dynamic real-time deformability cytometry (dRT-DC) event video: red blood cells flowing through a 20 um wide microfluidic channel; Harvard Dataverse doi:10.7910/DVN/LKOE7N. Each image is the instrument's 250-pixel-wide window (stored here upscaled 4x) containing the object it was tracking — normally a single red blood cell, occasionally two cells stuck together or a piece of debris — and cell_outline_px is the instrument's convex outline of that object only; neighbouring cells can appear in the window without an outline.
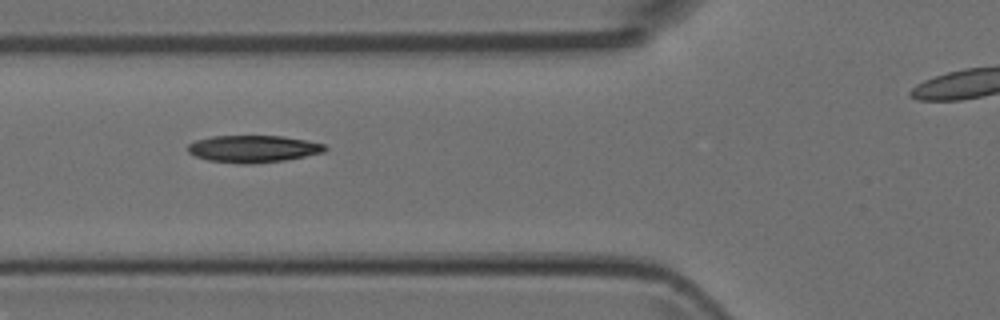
{"species": "Egyptian fruit bat (a non-hibernating species)", "species_latin": "Rousettus aegyptiacus", "temperature_condition": "room temperature", "stored_images_in_passage": 5, "camera_frame_rate_fps": 3000, "um_per_image_px": 0.085, "animal": {"sex": "female"}, "frame": {"image": 1, "passage_image": 4, "time_ms": 4.667, "image_size_px": [1000, 320], "cell_outline_px": [[328, 148], [324, 152], [284, 160], [252, 164], [240, 164], [208, 160], [196, 156], [188, 152], [188, 144], [196, 140], [212, 136], [284, 136], [324, 144]], "centroid_in_image_um": [21.51, 12.65], "position_along_channel_um": 104.3, "area_um2": 21.56}}
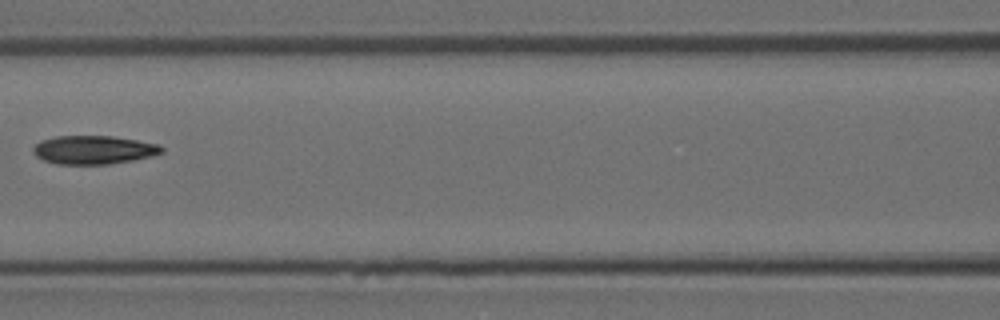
{"frame": {"image": 2, "passage_image": 5, "time_ms": 6.0, "image_size_px": [1000, 320], "cell_outline_px": [[164, 152], [152, 156], [132, 160], [108, 164], [56, 164], [44, 160], [36, 156], [32, 152], [32, 148], [40, 140], [56, 136], [112, 136], [160, 144], [164, 148]], "centroid_in_image_um": [7.96, 12.73], "position_along_channel_um": 158.6, "area_um2": 21.44}}